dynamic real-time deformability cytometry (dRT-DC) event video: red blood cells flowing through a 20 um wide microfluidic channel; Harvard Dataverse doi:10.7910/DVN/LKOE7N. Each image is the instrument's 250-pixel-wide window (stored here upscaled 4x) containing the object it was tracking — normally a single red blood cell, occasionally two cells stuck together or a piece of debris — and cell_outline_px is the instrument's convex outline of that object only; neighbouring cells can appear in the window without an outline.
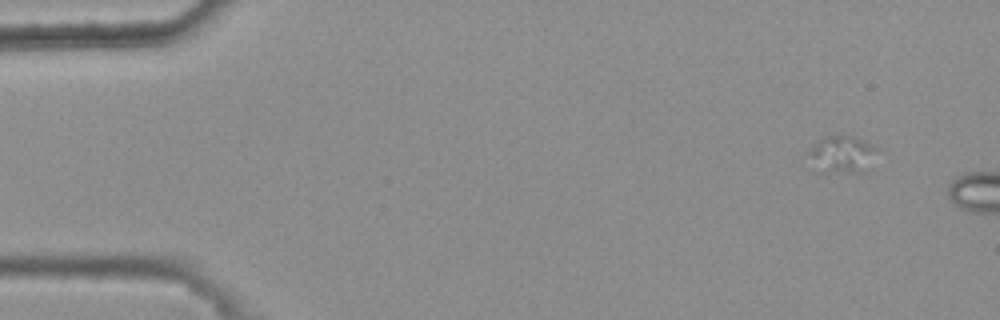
{"species": "common noctule bat (a hibernating species)", "species_latin": "Nyctalus noctula", "temperature_condition": "warm", "stored_images_in_passage": 10, "segment_of_instrument_passage": [1, 2], "camera_frame_rate_fps": 3000, "um_per_image_px": 0.085, "animal": {"sex": "female", "body_mass_g": 25.1}, "frame": {"image": 1, "passage_image": 6, "time_ms": 1.667, "image_size_px": [1000, 320], "cell_outline_px": [[876, 148], [864, 172], [816, 172], [804, 152], [812, 144], [828, 136], [852, 136]], "centroid_in_image_um": [71.39, 13.15], "position_along_channel_um": 13.6, "area_um2": 14.62}}